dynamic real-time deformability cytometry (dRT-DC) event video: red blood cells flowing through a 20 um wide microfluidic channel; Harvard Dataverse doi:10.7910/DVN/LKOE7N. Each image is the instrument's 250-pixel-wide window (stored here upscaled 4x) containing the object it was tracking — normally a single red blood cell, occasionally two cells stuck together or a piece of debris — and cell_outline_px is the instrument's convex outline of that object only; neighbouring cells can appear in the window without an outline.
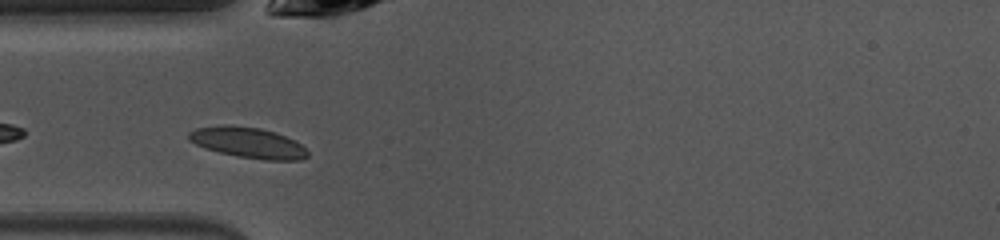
{"species": "common noctule bat (a hibernating species)", "species_latin": "Nyctalus noctula", "temperature_condition": "warm", "stored_images_in_passage": 5, "camera_frame_rate_fps": 3000, "um_per_image_px": 0.085, "animal": {"sex": "female", "body_mass_g": 10.0, "forearm_length_mm": 53.1}, "frame": {"image": 1, "passage_image": 2, "time_ms": 0.333, "image_size_px": [1000, 240], "cell_outline_px": [[308, 156], [300, 160], [264, 160], [240, 156], [220, 152], [204, 148], [188, 140], [188, 132], [196, 128], [220, 124], [228, 124], [260, 128], [276, 132], [296, 140], [308, 152]], "centroid_in_image_um": [21.07, 12.1], "position_along_channel_um": 63.9, "area_um2": 21.39}}